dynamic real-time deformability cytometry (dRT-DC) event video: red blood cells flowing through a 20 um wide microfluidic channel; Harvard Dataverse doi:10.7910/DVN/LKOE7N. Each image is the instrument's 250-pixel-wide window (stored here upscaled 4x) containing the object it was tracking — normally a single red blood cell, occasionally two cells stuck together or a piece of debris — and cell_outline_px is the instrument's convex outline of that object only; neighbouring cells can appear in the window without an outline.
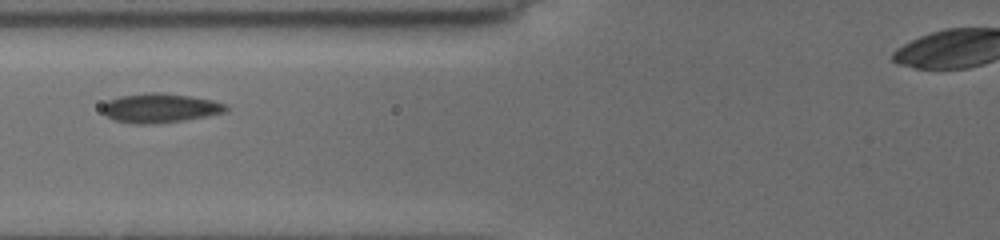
{"species": "common noctule bat (a hibernating species)", "species_latin": "Nyctalus noctula", "temperature_condition": "cold", "stored_images_in_passage": 2, "camera_frame_rate_fps": 3000, "um_per_image_px": 0.085, "animal": {"sex": "female", "body_mass_g": 19.5, "forearm_length_mm": 54.1}, "frame": {"image": 1, "passage_image": 2, "time_ms": 1.0, "image_size_px": [1000, 240], "cell_outline_px": [[228, 108], [224, 112], [184, 120], [152, 124], [136, 124], [116, 120], [108, 116], [100, 108], [108, 100], [120, 96], [148, 92], [160, 92], [192, 96], [212, 100], [228, 104]], "centroid_in_image_um": [13.61, 9.17], "position_along_channel_um": 112.2, "area_um2": 20.98}}